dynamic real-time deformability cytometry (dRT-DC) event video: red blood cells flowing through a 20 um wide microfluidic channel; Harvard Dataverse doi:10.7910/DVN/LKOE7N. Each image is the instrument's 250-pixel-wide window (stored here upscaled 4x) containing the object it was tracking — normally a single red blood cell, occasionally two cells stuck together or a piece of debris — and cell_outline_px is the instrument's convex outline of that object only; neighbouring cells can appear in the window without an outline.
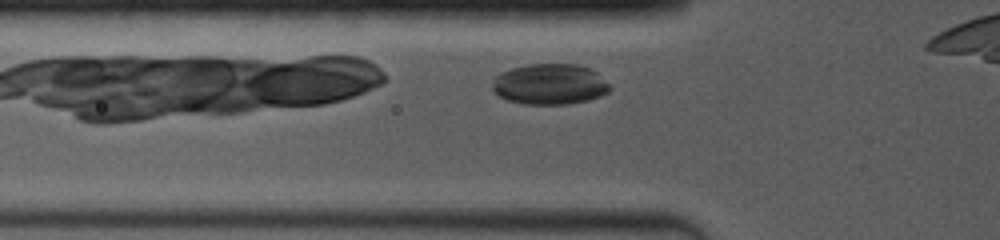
{"species": "common noctule bat (a hibernating species)", "species_latin": "Nyctalus noctula", "temperature_condition": "room temperature", "stored_images_in_passage": 10, "camera_frame_rate_fps": 4000, "um_per_image_px": 0.085, "animal": {"sex": "female", "body_mass_g": 19.0, "forearm_length_mm": 53.3}, "frame": {"image": 1, "passage_image": 2, "time_ms": 0.25, "image_size_px": [1000, 240], "cell_outline_px": [[612, 88], [608, 92], [600, 96], [588, 100], [568, 104], [524, 104], [508, 100], [492, 92], [492, 80], [500, 72], [512, 68], [528, 64], [576, 64], [588, 68], [596, 72]], "centroid_in_image_um": [46.7, 7.16], "position_along_channel_um": 79.1, "area_um2": 27.92}}
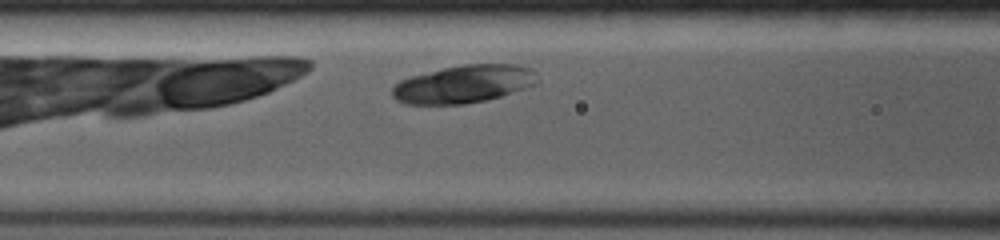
{"frame": {"image": 2, "passage_image": 6, "time_ms": 1.5, "image_size_px": [1000, 240], "cell_outline_px": [[536, 72], [532, 84], [524, 88], [500, 96], [484, 100], [464, 104], [404, 104], [396, 100], [392, 96], [392, 88], [400, 80], [412, 76], [444, 68], [464, 64], [516, 64], [532, 68]], "centroid_in_image_um": [39.36, 7.14], "position_along_channel_um": 127.2, "area_um2": 31.56}}